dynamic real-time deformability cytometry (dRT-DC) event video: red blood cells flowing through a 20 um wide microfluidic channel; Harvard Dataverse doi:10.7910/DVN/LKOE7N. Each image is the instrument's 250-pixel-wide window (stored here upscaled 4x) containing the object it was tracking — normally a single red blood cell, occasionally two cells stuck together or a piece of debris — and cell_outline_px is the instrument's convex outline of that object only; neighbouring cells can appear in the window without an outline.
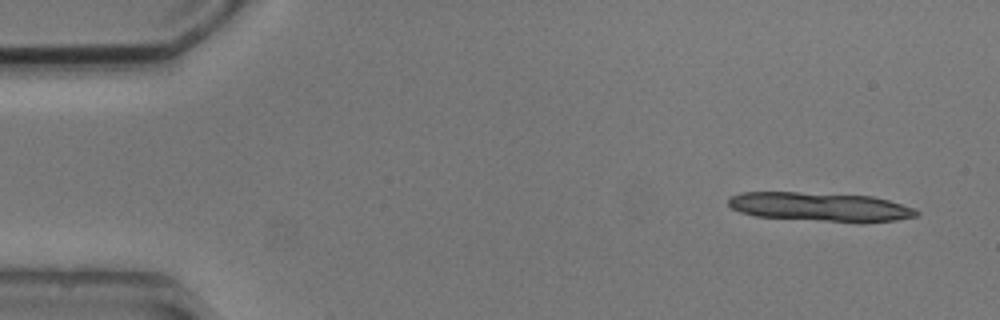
{"species": "common noctule bat (a hibernating species)", "species_latin": "Nyctalus noctula", "temperature_condition": "cold", "stored_images_in_passage": 4, "camera_frame_rate_fps": 3000, "um_per_image_px": 0.085, "animal": {"sex": "male", "body_mass_g": 20.5, "forearm_length_mm": 52.5}, "frame": {"image": 1, "passage_image": 1, "time_ms": 0.0, "image_size_px": [1000, 320], "cell_outline_px": [[920, 216], [896, 220], [864, 224], [860, 224], [756, 216], [740, 212], [732, 208], [728, 204], [728, 200], [732, 196], [740, 192], [796, 192], [872, 196], [888, 200], [916, 208], [920, 212]], "centroid_in_image_um": [69.81, 17.61], "position_along_channel_um": 15.2, "area_um2": 32.37}}